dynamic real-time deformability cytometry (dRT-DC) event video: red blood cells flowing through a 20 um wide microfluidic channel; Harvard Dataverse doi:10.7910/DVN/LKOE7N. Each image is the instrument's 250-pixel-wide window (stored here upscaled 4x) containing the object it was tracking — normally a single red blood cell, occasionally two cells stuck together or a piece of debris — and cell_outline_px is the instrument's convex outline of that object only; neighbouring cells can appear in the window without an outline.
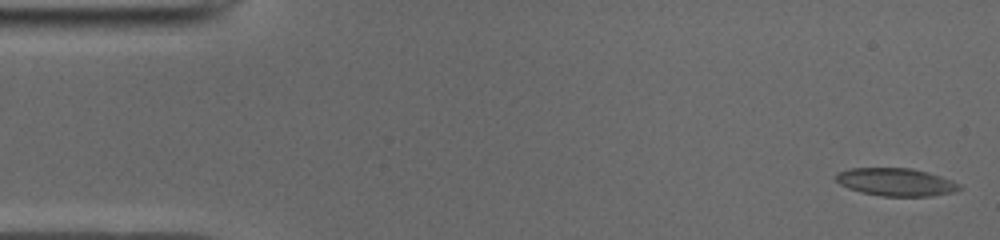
{"species": "common noctule bat (a hibernating species)", "species_latin": "Nyctalus noctula", "temperature_condition": "cold", "stored_images_in_passage": 50, "camera_frame_rate_fps": 3000, "um_per_image_px": 0.085, "animal": {"sex": "male", "body_mass_g": 19.0, "forearm_length_mm": 50.8}, "frame": {"image": 1, "passage_image": 1, "time_ms": 0.0, "image_size_px": [1000, 240], "cell_outline_px": [[964, 188], [956, 192], [932, 196], [880, 196], [860, 192], [848, 188], [840, 184], [836, 180], [836, 172], [848, 168], [912, 168], [928, 172], [952, 180], [960, 184]], "centroid_in_image_um": [76.18, 15.48], "position_along_channel_um": 8.8, "area_um2": 20.29}}
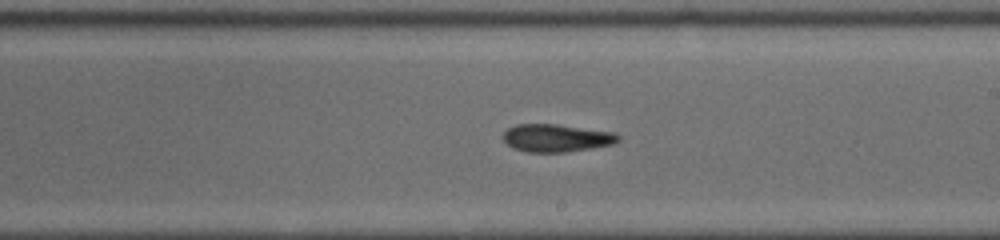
{"frame": {"image": 2, "passage_image": 28, "time_ms": 9.0, "image_size_px": [1000, 240], "cell_outline_px": [[620, 140], [612, 144], [592, 148], [564, 152], [528, 152], [512, 148], [504, 140], [504, 132], [508, 128], [516, 124], [556, 124], [616, 132], [620, 136]], "centroid_in_image_um": [47.32, 11.72], "position_along_channel_um": 241.7, "area_um2": 18.61}}
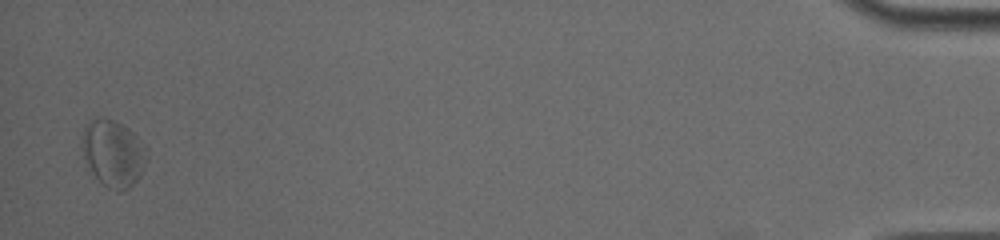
{"frame": {"image": 3, "passage_image": 49, "time_ms": 16.0, "image_size_px": [1000, 240], "cell_outline_px": [[148, 160], [140, 176], [128, 188], [108, 188], [88, 168], [84, 148], [84, 132], [88, 124], [92, 120], [104, 116], [116, 120], [128, 128], [140, 140], [148, 152]], "centroid_in_image_um": [9.69, 12.99], "position_along_channel_um": 425.5, "area_um2": 24.45}, "authors_computed_cell_mechanics": {"area_um2": 19.4786, "velocity_mm_per_s": 3.9301, "shape_relaxation_time_tau1_ms": 4.9495, "shape_relaxation_time_tau2_ms": null, "deformation_change_tau1": 0.1119, "deformation_change_tau2": null}}